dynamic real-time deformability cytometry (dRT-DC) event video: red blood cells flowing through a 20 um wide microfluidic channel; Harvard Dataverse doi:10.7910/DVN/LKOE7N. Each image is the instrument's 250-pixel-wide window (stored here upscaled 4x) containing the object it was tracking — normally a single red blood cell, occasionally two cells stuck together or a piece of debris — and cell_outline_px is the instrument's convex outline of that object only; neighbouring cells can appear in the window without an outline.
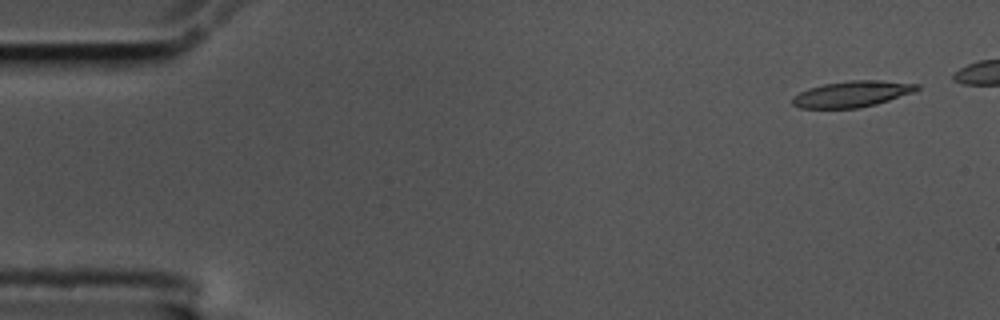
{"species": "common noctule bat (a hibernating species)", "species_latin": "Nyctalus noctula", "temperature_condition": "cold", "stored_images_in_passage": 5, "camera_frame_rate_fps": 3000, "um_per_image_px": 0.085, "animal": {"sex": "male", "body_mass_g": 17.5, "forearm_length_mm": 52.3}, "frame": {"image": 1, "passage_image": 1, "time_ms": 0.0, "image_size_px": [1000, 320], "cell_outline_px": [[920, 88], [916, 92], [876, 104], [856, 108], [800, 108], [792, 104], [792, 96], [808, 88], [824, 84], [848, 80], [880, 80], [920, 84]], "centroid_in_image_um": [72.45, 7.98], "position_along_channel_um": 12.6, "area_um2": 19.07}}